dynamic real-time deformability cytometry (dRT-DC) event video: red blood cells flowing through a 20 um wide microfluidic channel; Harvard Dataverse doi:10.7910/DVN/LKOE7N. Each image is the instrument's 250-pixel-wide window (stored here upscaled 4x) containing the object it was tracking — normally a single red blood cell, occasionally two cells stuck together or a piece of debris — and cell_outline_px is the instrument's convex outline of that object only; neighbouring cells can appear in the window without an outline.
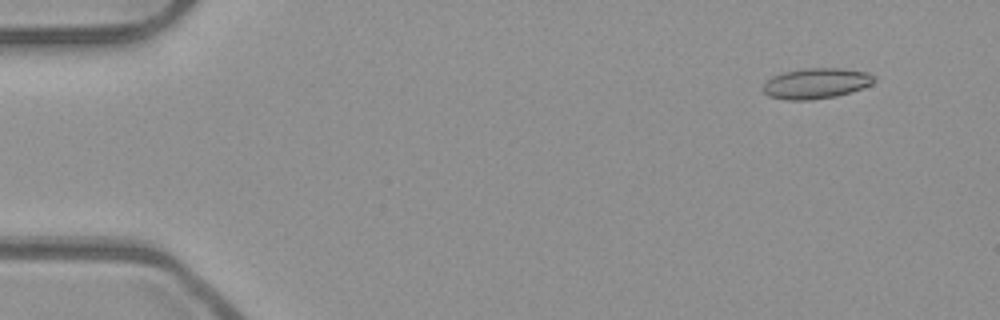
{"species": "common noctule bat (a hibernating species)", "species_latin": "Nyctalus noctula", "temperature_condition": "room temperature", "stored_images_in_passage": 53, "camera_frame_rate_fps": 3000, "um_per_image_px": 0.085, "animal": {"sex": "male", "body_mass_g": 23.1, "forearm_length_mm": 52.7}, "frame": {"image": 1, "passage_image": 5, "time_ms": 1.333, "image_size_px": [1000, 320], "cell_outline_px": [[876, 80], [872, 84], [852, 92], [836, 96], [808, 100], [784, 100], [768, 96], [764, 92], [764, 84], [772, 76], [780, 72], [804, 68], [844, 68], [868, 72], [876, 76]], "centroid_in_image_um": [69.4, 7.08], "position_along_channel_um": 15.6, "area_um2": 20.06}}
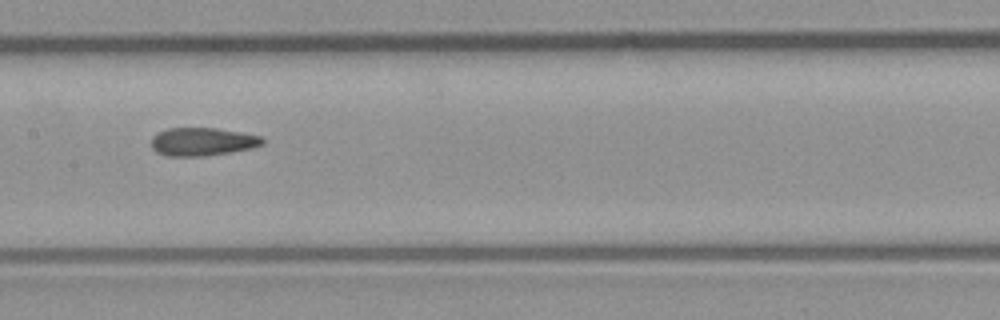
{"frame": {"image": 2, "passage_image": 27, "time_ms": 8.667, "image_size_px": [1000, 320], "cell_outline_px": [[264, 144], [248, 148], [228, 152], [204, 156], [164, 156], [156, 152], [152, 148], [152, 136], [168, 128], [216, 128], [240, 132], [260, 136], [264, 140]], "centroid_in_image_um": [17.16, 12.04], "position_along_channel_um": 190.2, "area_um2": 18.03}}
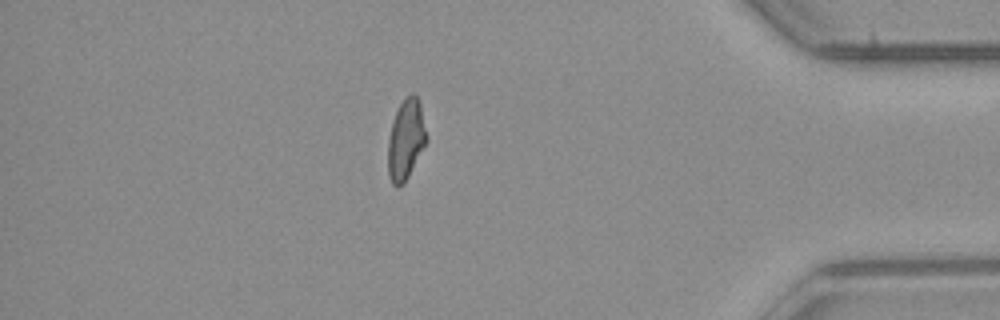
{"frame": {"image": 3, "passage_image": 46, "time_ms": 15.0, "image_size_px": [1000, 320], "cell_outline_px": [[428, 140], [404, 184], [396, 188], [392, 184], [388, 172], [388, 140], [392, 120], [404, 96], [412, 92], [416, 92], [420, 104], [428, 136]], "centroid_in_image_um": [34.51, 11.84], "position_along_channel_um": 400.7, "area_um2": 18.38}, "authors_computed_cell_mechanics": {"area_um2": 18.496, "velocity_mm_per_s": 3.9558, "shape_relaxation_time_tau1_ms": null, "shape_relaxation_time_tau2_ms": 1.5747, "deformation_change_tau1": null, "deformation_change_tau2": 0.0947}}